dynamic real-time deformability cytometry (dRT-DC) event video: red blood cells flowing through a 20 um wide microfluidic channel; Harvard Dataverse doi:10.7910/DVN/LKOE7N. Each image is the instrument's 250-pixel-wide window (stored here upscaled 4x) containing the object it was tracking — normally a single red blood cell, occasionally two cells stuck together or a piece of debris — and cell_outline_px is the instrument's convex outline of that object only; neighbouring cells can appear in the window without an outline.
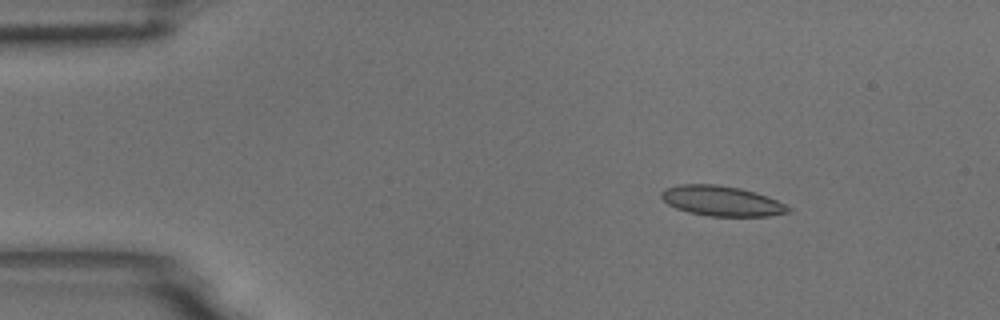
{"species": "common noctule bat (a hibernating species)", "species_latin": "Nyctalus noctula", "temperature_condition": "room temperature", "stored_images_in_passage": 7, "camera_frame_rate_fps": 3000, "um_per_image_px": 0.085, "animal": {"sex": "male", "body_mass_g": 18.8}, "frame": {"image": 1, "passage_image": 3, "time_ms": 0.667, "image_size_px": [1000, 320], "cell_outline_px": [[792, 212], [768, 216], [708, 216], [688, 212], [676, 208], [668, 204], [660, 196], [660, 192], [664, 188], [680, 184], [716, 184], [740, 188], [756, 192], [776, 200], [792, 208]], "centroid_in_image_um": [61.33, 17.08], "position_along_channel_um": 23.7, "area_um2": 22.37}}
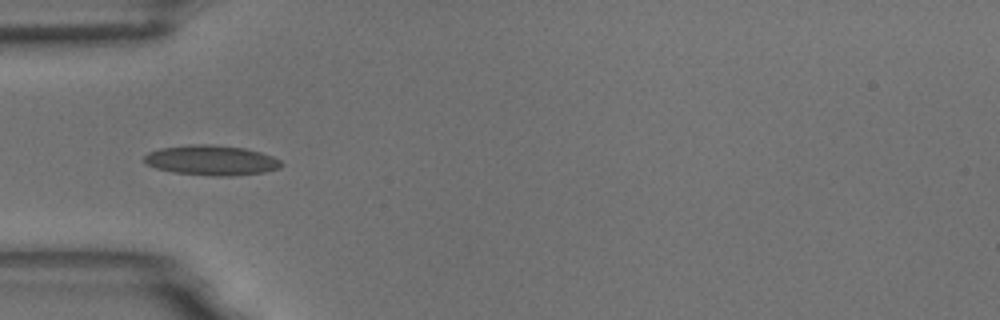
{"frame": {"image": 2, "passage_image": 5, "time_ms": 1.333, "image_size_px": [1000, 320], "cell_outline_px": [[284, 164], [280, 168], [264, 172], [232, 176], [212, 176], [172, 172], [156, 168], [148, 164], [144, 160], [144, 156], [148, 152], [160, 148], [188, 144], [208, 144], [244, 148], [260, 152], [272, 156], [280, 160]], "centroid_in_image_um": [17.97, 13.62], "position_along_channel_um": 67.0, "area_um2": 24.04}}